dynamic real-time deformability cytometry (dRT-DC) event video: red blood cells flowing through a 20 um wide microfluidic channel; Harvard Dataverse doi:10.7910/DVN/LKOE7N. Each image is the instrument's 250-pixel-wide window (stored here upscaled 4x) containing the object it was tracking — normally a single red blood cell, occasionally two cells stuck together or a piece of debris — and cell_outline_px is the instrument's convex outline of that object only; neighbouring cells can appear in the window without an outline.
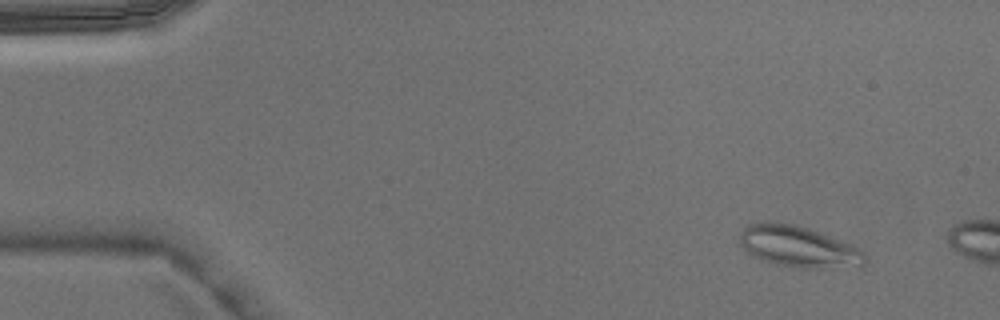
{"species": "Egyptian fruit bat (a non-hibernating species)", "species_latin": "Rousettus aegyptiacus", "temperature_condition": "warm", "stored_images_in_passage": 3, "camera_frame_rate_fps": 3000, "um_per_image_px": 0.085, "animal": {"sex": "male"}, "frame": {"image": 1, "passage_image": 1, "time_ms": 0.0, "image_size_px": [1000, 320], "cell_outline_px": [[868, 260], [864, 268], [796, 268], [764, 260], [752, 256], [740, 244], [740, 232], [748, 224], [764, 220], [796, 224], [808, 228], [860, 248], [868, 256]], "centroid_in_image_um": [67.93, 20.97], "position_along_channel_um": 17.1, "area_um2": 30.63}}